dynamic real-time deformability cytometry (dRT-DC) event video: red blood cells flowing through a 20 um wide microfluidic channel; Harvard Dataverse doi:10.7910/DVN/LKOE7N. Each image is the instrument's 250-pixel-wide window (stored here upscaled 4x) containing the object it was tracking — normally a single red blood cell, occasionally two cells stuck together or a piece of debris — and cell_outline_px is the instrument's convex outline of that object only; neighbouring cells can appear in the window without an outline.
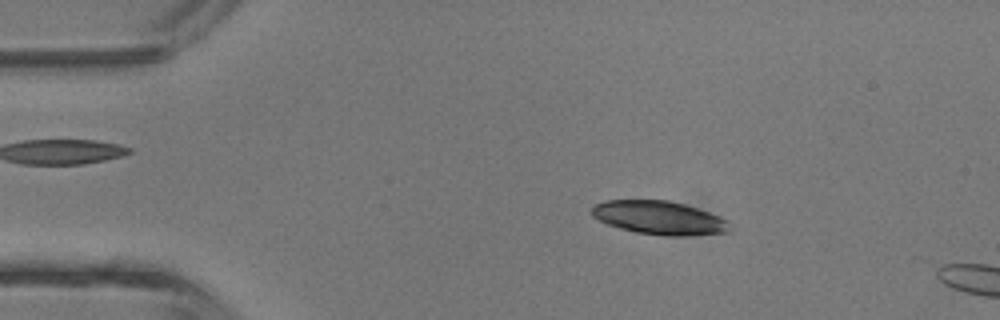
{"species": "common noctule bat (a hibernating species)", "species_latin": "Nyctalus noctula", "temperature_condition": "room temperature", "stored_images_in_passage": 4, "camera_frame_rate_fps": 3000, "um_per_image_px": 0.085, "animal": {"sex": "male", "body_mass_g": 13.3}, "frame": {"image": 1, "passage_image": 2, "time_ms": 1.0, "image_size_px": [1000, 320], "cell_outline_px": [[728, 232], [688, 236], [664, 236], [636, 232], [620, 228], [608, 224], [592, 216], [592, 208], [596, 204], [604, 200], [668, 200], [684, 204], [720, 216], [728, 220]], "centroid_in_image_um": [56.03, 18.51], "position_along_channel_um": 29.0, "area_um2": 26.82}}